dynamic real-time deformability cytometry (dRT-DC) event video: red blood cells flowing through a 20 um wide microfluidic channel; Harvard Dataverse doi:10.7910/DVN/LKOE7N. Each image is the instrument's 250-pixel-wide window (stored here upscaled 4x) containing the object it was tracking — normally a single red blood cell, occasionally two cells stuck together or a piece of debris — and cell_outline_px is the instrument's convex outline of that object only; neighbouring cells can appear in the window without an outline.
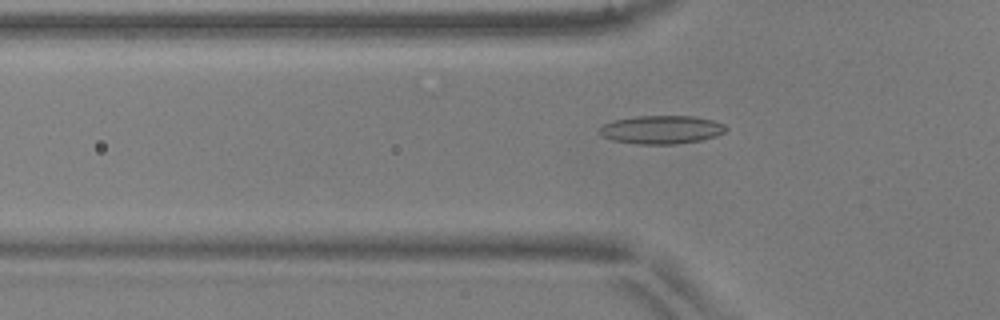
{"species": "common noctule bat (a hibernating species)", "species_latin": "Nyctalus noctula", "temperature_condition": "warm", "stored_images_in_passage": 51, "camera_frame_rate_fps": 3000, "um_per_image_px": 0.085, "animal": {"sex": "male", "body_mass_g": 17.9, "forearm_length_mm": 54.2}, "frame": {"image": 1, "passage_image": 17, "time_ms": 5.333, "image_size_px": [1000, 320], "cell_outline_px": [[728, 128], [724, 132], [716, 136], [700, 140], [676, 144], [636, 144], [612, 140], [600, 136], [600, 128], [604, 124], [616, 120], [640, 116], [692, 116], [712, 120], [724, 124]], "centroid_in_image_um": [56.23, 11.03], "position_along_channel_um": 69.6, "area_um2": 20.75}}
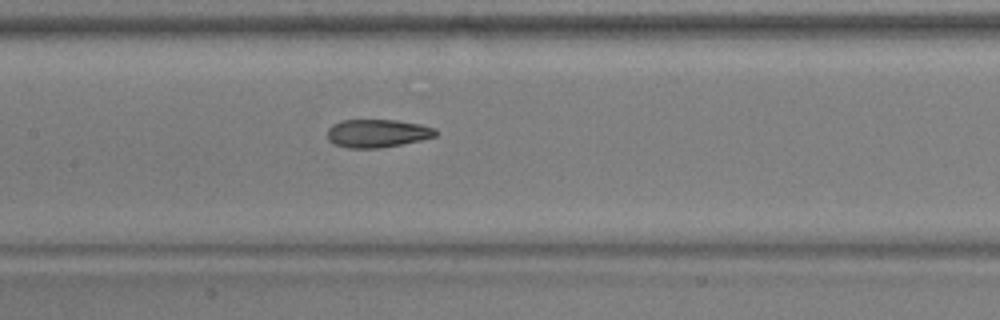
{"frame": {"image": 2, "passage_image": 25, "time_ms": 8.0, "image_size_px": [1000, 320], "cell_outline_px": [[436, 136], [420, 140], [380, 148], [348, 148], [332, 144], [328, 140], [328, 128], [332, 124], [344, 120], [396, 120], [420, 124], [436, 128]], "centroid_in_image_um": [32.04, 11.33], "position_along_channel_um": 175.4, "area_um2": 17.74}}
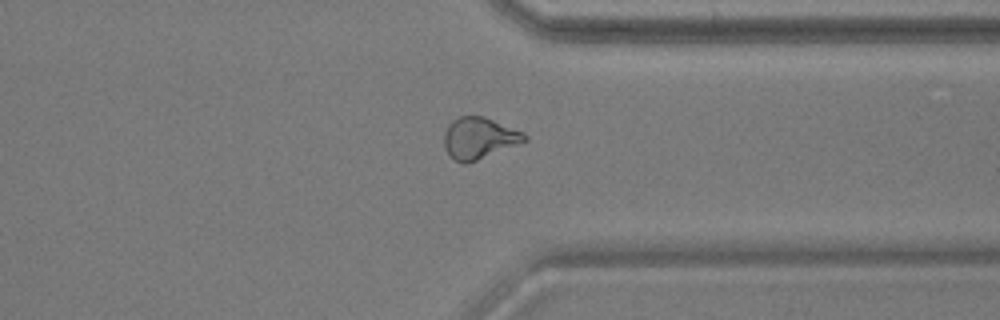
{"frame": {"image": 3, "passage_image": 40, "time_ms": 13.0, "image_size_px": [1000, 320], "cell_outline_px": [[528, 140], [476, 160], [464, 164], [448, 156], [444, 144], [444, 132], [448, 124], [452, 120], [460, 116], [484, 116], [524, 132], [528, 136]], "centroid_in_image_um": [40.71, 11.72], "position_along_channel_um": 370.7, "area_um2": 19.36}, "authors_computed_cell_mechanics": {"area_um2": 18.5538, "velocity_mm_per_s": 3.9338, "shape_relaxation_time_tau1_ms": 7.3732, "shape_relaxation_time_tau2_ms": 1.518, "deformation_change_tau1": 0.2388, "deformation_change_tau2": 0.0861}}